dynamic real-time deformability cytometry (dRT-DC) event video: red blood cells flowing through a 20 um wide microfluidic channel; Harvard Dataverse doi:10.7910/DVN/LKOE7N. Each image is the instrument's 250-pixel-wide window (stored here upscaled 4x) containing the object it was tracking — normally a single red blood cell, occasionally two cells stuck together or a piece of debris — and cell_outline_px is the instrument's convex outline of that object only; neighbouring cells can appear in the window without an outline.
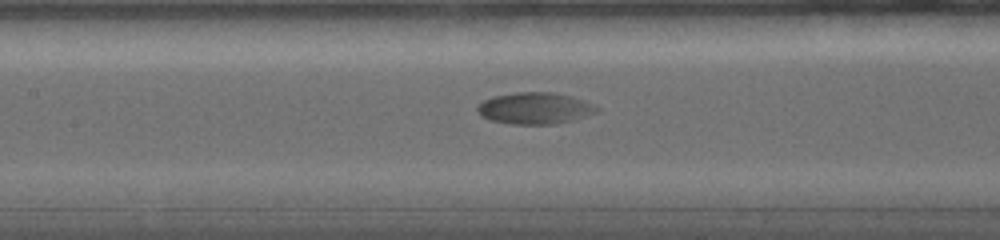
{"species": "common noctule bat (a hibernating species)", "species_latin": "Nyctalus noctula", "temperature_condition": "warm", "stored_images_in_passage": 40, "camera_frame_rate_fps": 5000, "um_per_image_px": 0.085, "animal": {"sex": "female", "body_mass_g": 19.0, "forearm_length_mm": 56.7}, "frame": {"image": 1, "passage_image": 10, "time_ms": 6.6, "image_size_px": [1000, 240], "cell_outline_px": [[600, 112], [572, 120], [556, 124], [512, 124], [492, 120], [480, 116], [476, 112], [476, 108], [484, 100], [492, 96], [516, 92], [556, 92], [572, 96], [584, 100], [600, 108]], "centroid_in_image_um": [45.48, 9.19], "position_along_channel_um": 161.9, "area_um2": 22.2}}
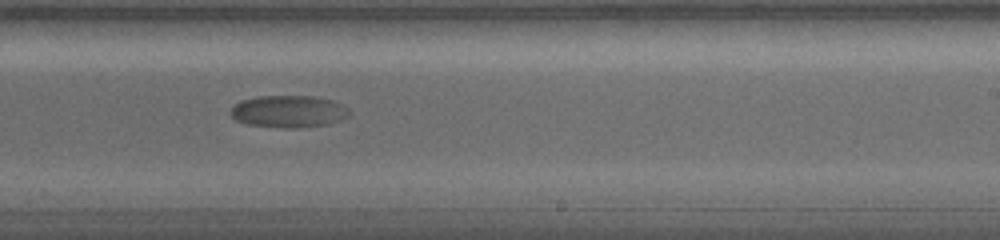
{"frame": {"image": 2, "passage_image": 20, "time_ms": 9.6, "image_size_px": [1000, 240], "cell_outline_px": [[352, 112], [348, 116], [340, 120], [328, 124], [296, 128], [284, 128], [248, 124], [236, 120], [228, 112], [240, 100], [260, 96], [312, 96], [332, 100], [348, 108]], "centroid_in_image_um": [24.54, 9.47], "position_along_channel_um": 264.5, "area_um2": 22.2}}
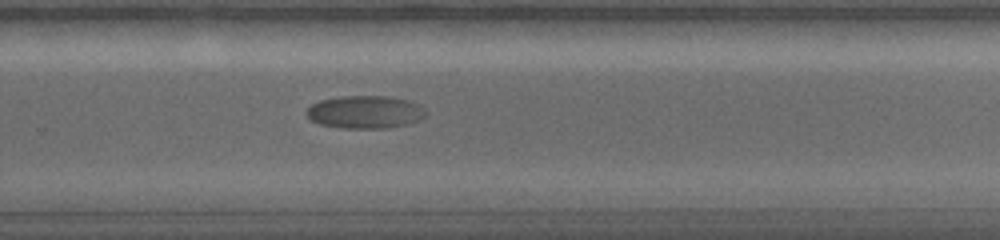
{"frame": {"image": 3, "passage_image": 24, "time_ms": 10.6, "image_size_px": [1000, 240], "cell_outline_px": [[428, 112], [420, 120], [408, 124], [388, 128], [344, 128], [320, 124], [312, 120], [304, 112], [312, 104], [320, 100], [340, 96], [388, 96], [408, 100], [420, 104]], "centroid_in_image_um": [31.07, 9.52], "position_along_channel_um": 298.7, "area_um2": 22.95}}